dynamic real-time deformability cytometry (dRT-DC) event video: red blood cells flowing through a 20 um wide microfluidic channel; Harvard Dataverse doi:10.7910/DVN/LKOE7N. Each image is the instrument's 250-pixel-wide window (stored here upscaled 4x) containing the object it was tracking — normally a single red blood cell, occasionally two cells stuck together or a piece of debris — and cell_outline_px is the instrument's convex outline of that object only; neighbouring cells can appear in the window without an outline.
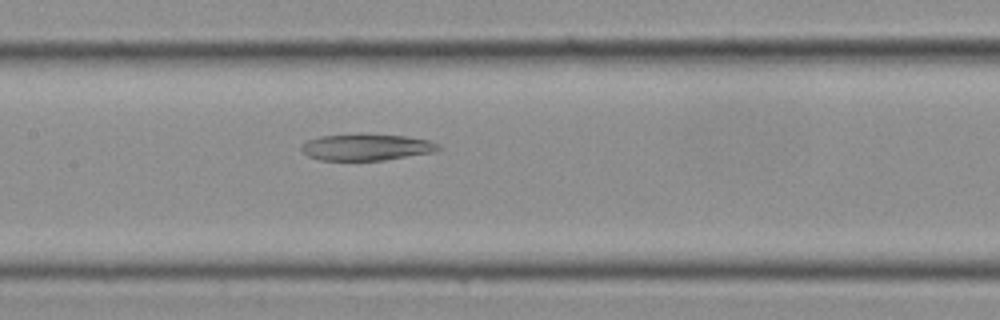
{"species": "Egyptian fruit bat (a non-hibernating species)", "species_latin": "Rousettus aegyptiacus", "temperature_condition": "cold", "stored_images_in_passage": 13, "camera_frame_rate_fps": 3000, "um_per_image_px": 0.085, "frame": {"image": 1, "passage_image": 8, "time_ms": 2.333, "image_size_px": [1000, 320], "cell_outline_px": [[436, 148], [424, 152], [376, 160], [324, 160], [312, 156], [308, 152], [312, 140], [328, 136], [400, 136], [424, 140]], "centroid_in_image_um": [31.12, 12.54], "position_along_channel_um": 176.3, "area_um2": 18.03}}
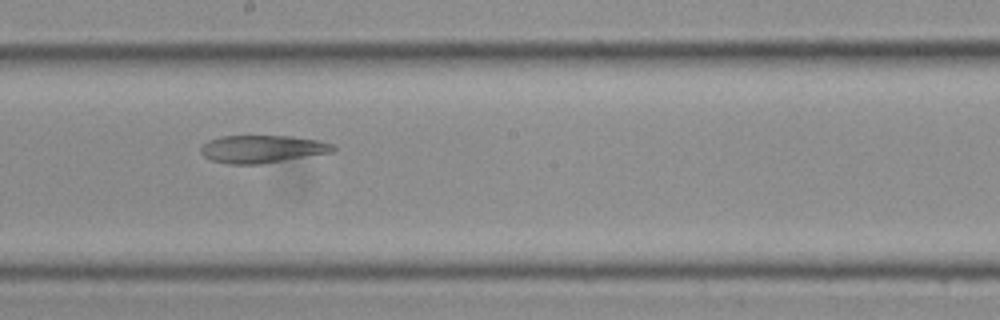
{"frame": {"image": 2, "passage_image": 10, "time_ms": 3.0, "image_size_px": [1000, 320], "cell_outline_px": [[332, 148], [324, 152], [252, 164], [240, 164], [216, 160], [208, 156], [208, 144], [212, 140], [228, 136], [284, 136], [312, 140], [328, 144]], "centroid_in_image_um": [22.28, 12.64], "position_along_channel_um": 225.9, "area_um2": 18.67}}
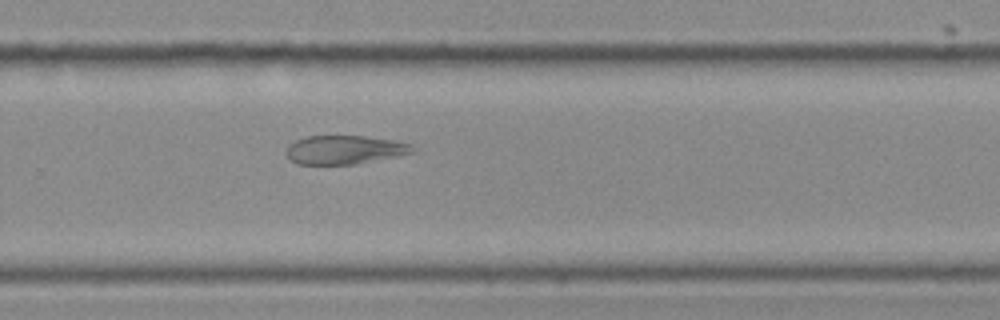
{"frame": {"image": 3, "passage_image": 13, "time_ms": 4.0, "image_size_px": [1000, 320], "cell_outline_px": [[404, 144], [400, 152], [348, 164], [300, 164], [292, 160], [288, 156], [288, 148], [292, 144], [300, 140], [312, 136], [356, 136], [384, 140]], "centroid_in_image_um": [28.92, 12.72], "position_along_channel_um": 300.9, "area_um2": 18.38}}